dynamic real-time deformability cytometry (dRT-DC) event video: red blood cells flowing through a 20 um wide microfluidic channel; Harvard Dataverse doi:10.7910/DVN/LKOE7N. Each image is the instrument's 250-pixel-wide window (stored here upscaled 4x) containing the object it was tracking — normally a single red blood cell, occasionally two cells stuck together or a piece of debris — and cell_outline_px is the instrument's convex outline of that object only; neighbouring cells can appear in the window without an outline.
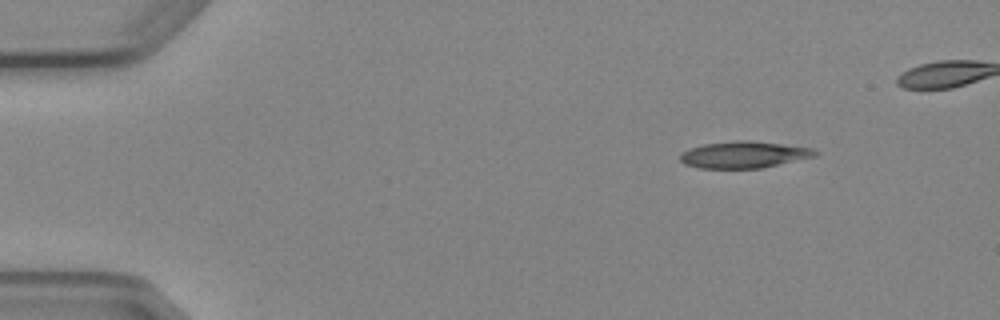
{"species": "Egyptian fruit bat (a non-hibernating species)", "species_latin": "Rousettus aegyptiacus", "temperature_condition": "cold", "stored_images_in_passage": 5, "camera_frame_rate_fps": 3000, "um_per_image_px": 0.085, "animal": {"sex": "female"}, "frame": {"image": 1, "passage_image": 1, "time_ms": 0.0, "image_size_px": [1000, 320], "cell_outline_px": [[820, 152], [816, 156], [764, 168], [700, 168], [684, 164], [680, 160], [680, 152], [688, 148], [704, 144], [736, 140], [748, 140], [812, 148]], "centroid_in_image_um": [63.22, 13.15], "position_along_channel_um": 21.8, "area_um2": 21.1}}
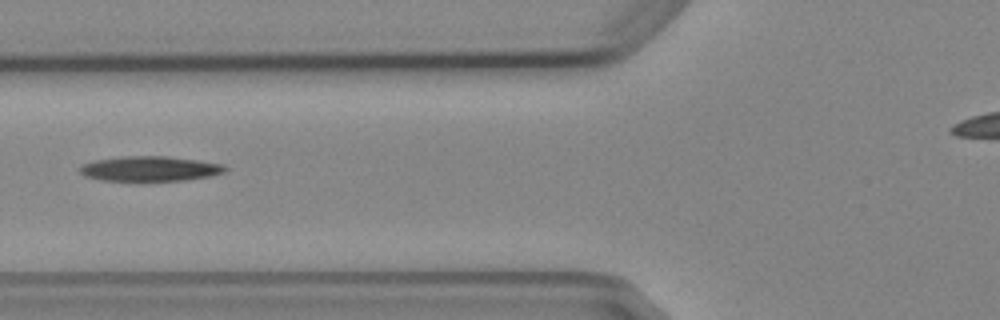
{"frame": {"image": 2, "passage_image": 5, "time_ms": 4.667, "image_size_px": [1000, 320], "cell_outline_px": [[228, 172], [208, 176], [184, 180], [100, 180], [84, 176], [80, 172], [80, 168], [84, 164], [96, 160], [120, 156], [168, 156], [200, 160], [224, 164], [228, 168]], "centroid_in_image_um": [12.8, 14.32], "position_along_channel_um": 113.0, "area_um2": 21.1}}